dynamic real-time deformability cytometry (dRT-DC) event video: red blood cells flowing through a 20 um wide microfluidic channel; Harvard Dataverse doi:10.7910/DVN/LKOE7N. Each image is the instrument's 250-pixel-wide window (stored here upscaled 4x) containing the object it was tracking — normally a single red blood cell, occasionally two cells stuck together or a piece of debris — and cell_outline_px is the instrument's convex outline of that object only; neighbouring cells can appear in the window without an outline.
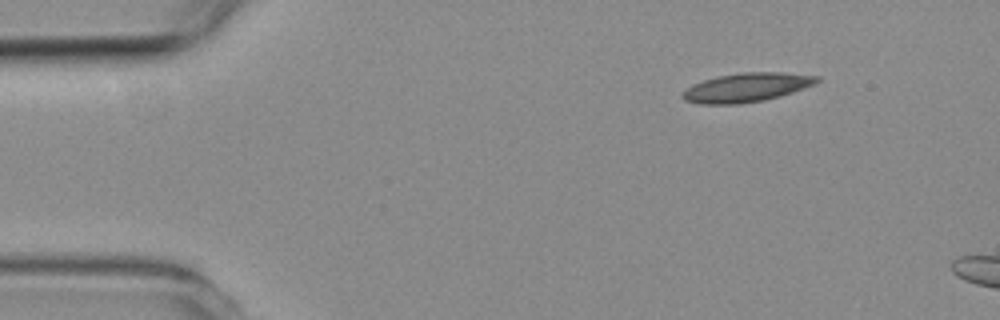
{"species": "common noctule bat (a hibernating species)", "species_latin": "Nyctalus noctula", "temperature_condition": "room temperature", "stored_images_in_passage": 3, "segment_of_instrument_passage": [2, 2], "camera_frame_rate_fps": 3000, "um_per_image_px": 0.085, "animal": {"sex": "female", "body_mass_g": 19.3, "forearm_length_mm": 54.1}, "frame": {"image": 1, "passage_image": 3, "time_ms": 2.333, "image_size_px": [1000, 320], "cell_outline_px": [[820, 80], [816, 84], [780, 96], [764, 100], [736, 104], [700, 104], [684, 100], [680, 96], [692, 84], [704, 80], [720, 76], [740, 72], [780, 72], [820, 76]], "centroid_in_image_um": [63.48, 7.43], "position_along_channel_um": 21.5, "area_um2": 22.6}}